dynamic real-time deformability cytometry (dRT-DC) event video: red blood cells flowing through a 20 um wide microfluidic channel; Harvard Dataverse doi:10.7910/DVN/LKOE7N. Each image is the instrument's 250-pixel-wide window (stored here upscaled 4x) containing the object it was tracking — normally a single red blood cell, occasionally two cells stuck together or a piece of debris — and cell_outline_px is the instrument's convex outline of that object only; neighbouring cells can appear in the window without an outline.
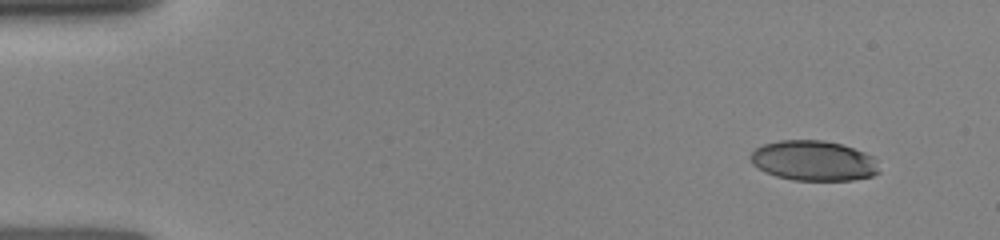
{"species": "human", "species_latin": "Homo sapiens", "temperature_condition": "room temperature", "stored_images_in_passage": 8, "camera_frame_rate_fps": 3000, "um_per_image_px": 0.085, "donor": {"sex": "female"}, "frame": {"image": 1, "passage_image": 1, "time_ms": 0.0, "image_size_px": [1000, 240], "cell_outline_px": [[880, 172], [872, 176], [852, 180], [792, 180], [776, 176], [764, 172], [752, 164], [752, 152], [756, 148], [764, 144], [780, 140], [824, 140], [840, 144], [864, 152], [872, 156], [876, 160]], "centroid_in_image_um": [69.16, 13.67], "position_along_channel_um": 15.8, "area_um2": 30.0}}
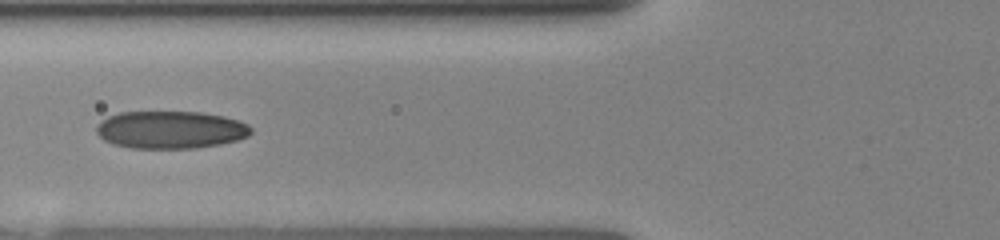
{"frame": {"image": 2, "passage_image": 7, "time_ms": 5.0, "image_size_px": [1000, 240], "cell_outline_px": [[252, 132], [248, 136], [236, 140], [220, 144], [196, 148], [132, 148], [112, 144], [104, 140], [96, 132], [96, 124], [100, 120], [108, 116], [120, 112], [200, 112], [224, 116], [248, 124], [252, 128]], "centroid_in_image_um": [14.47, 11.03], "position_along_channel_um": 111.3, "area_um2": 33.99}}
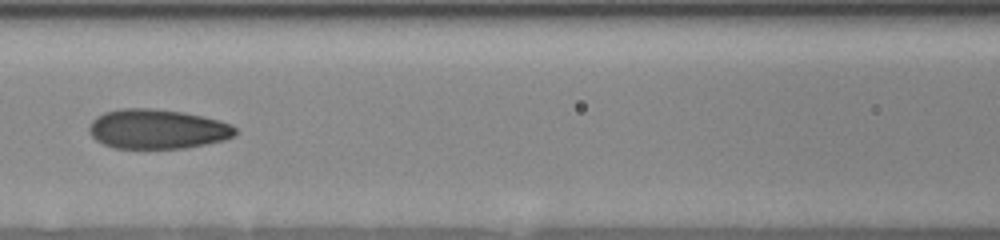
{"frame": {"image": 3, "passage_image": 8, "time_ms": 6.0, "image_size_px": [1000, 240], "cell_outline_px": [[236, 136], [224, 140], [184, 148], [116, 148], [104, 144], [96, 140], [88, 132], [88, 124], [96, 116], [104, 112], [120, 108], [152, 108], [184, 112], [204, 116], [232, 124], [236, 128]], "centroid_in_image_um": [13.36, 10.96], "position_along_channel_um": 153.2, "area_um2": 33.99}}